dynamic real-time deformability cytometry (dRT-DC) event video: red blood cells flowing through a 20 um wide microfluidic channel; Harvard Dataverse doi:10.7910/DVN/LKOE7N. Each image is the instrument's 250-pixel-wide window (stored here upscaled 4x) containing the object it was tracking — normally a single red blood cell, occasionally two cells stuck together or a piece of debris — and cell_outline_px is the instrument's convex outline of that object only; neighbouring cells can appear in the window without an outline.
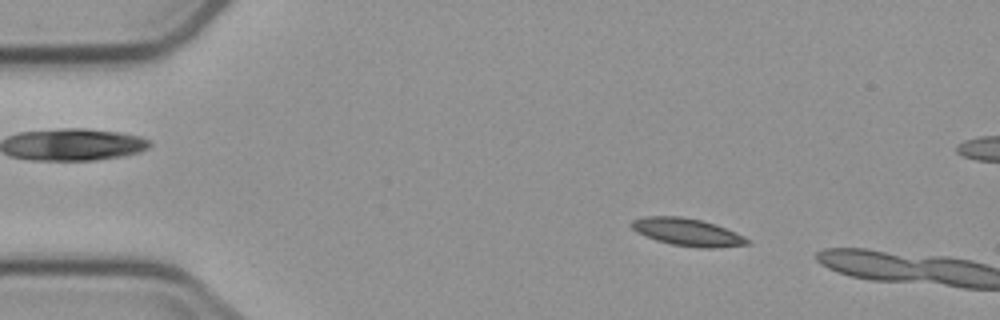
{"species": "common noctule bat (a hibernating species)", "species_latin": "Nyctalus noctula", "temperature_condition": "cold", "stored_images_in_passage": 3, "camera_frame_rate_fps": 3000, "um_per_image_px": 0.085, "animal": {"sex": "male", "body_mass_g": 23.1, "forearm_length_mm": 52.7}, "frame": {"image": 1, "passage_image": 2, "time_ms": 1.333, "image_size_px": [1000, 320], "cell_outline_px": [[752, 244], [712, 248], [700, 248], [672, 244], [656, 240], [644, 236], [636, 232], [632, 228], [632, 220], [644, 216], [680, 216], [700, 220], [716, 224], [736, 232], [752, 240]], "centroid_in_image_um": [58.46, 19.73], "position_along_channel_um": 26.5, "area_um2": 18.67}}